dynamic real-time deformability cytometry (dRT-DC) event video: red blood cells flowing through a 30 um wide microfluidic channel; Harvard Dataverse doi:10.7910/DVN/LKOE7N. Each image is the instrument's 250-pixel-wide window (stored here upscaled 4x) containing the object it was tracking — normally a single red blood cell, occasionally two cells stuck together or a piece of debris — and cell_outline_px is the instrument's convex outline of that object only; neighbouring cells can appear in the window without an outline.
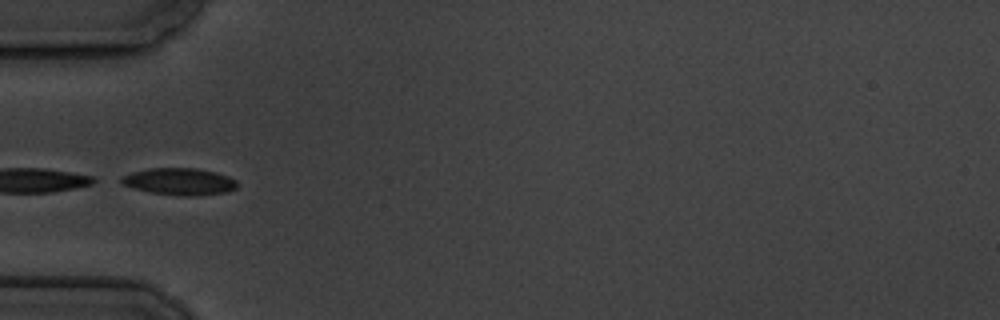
{"species": "common noctule bat (a hibernating species)", "species_latin": "Nyctalus noctula", "temperature_condition": "cold", "stored_images_in_passage": 11, "camera_frame_rate_fps": 3000, "um_per_image_px": 0.085, "animal": {"sex": "male", "body_mass_g": 19.5, "forearm_length_mm": 54.6}, "frame": {"image": 1, "passage_image": 1, "time_ms": 0.0, "image_size_px": [1000, 320], "cell_outline_px": [[236, 188], [228, 192], [192, 196], [184, 196], [152, 192], [120, 184], [120, 176], [132, 172], [152, 168], [196, 168], [216, 172], [228, 176], [236, 180]], "centroid_in_image_um": [15.25, 15.42], "position_along_channel_um": 69.7, "area_um2": 18.09}}
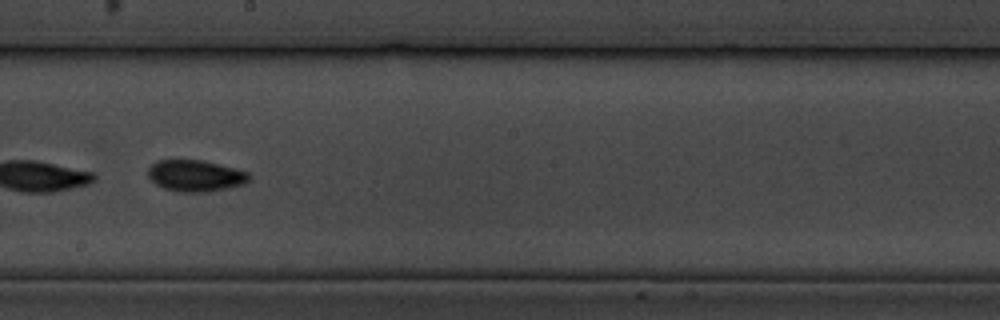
{"frame": {"image": 2, "passage_image": 5, "time_ms": 4.667, "image_size_px": [1000, 320], "cell_outline_px": [[252, 176], [244, 184], [228, 188], [208, 192], [180, 192], [164, 188], [156, 184], [148, 176], [148, 168], [156, 160], [200, 160], [248, 172]], "centroid_in_image_um": [16.6, 14.95], "position_along_channel_um": 231.6, "area_um2": 18.38}, "authors_computed_cell_mechanics": {"area_um2": 17.6868, "velocity_mm_per_s": 3.4654, "shape_relaxation_time_tau1_ms": 1.4649, "shape_relaxation_time_tau2_ms": 10.0869, "deformation_change_tau1": 0.1092, "deformation_change_tau2": 0.0998}}